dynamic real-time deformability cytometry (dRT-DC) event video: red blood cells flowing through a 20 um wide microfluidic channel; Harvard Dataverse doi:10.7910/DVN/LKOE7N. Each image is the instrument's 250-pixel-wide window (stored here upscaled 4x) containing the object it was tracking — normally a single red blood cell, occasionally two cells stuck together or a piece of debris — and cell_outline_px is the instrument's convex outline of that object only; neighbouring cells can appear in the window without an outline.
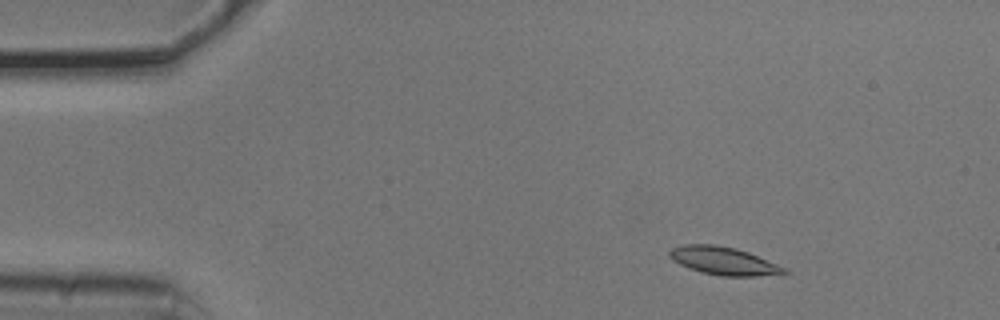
{"species": "common noctule bat (a hibernating species)", "species_latin": "Nyctalus noctula", "temperature_condition": "cold", "stored_images_in_passage": 5, "camera_frame_rate_fps": 3000, "um_per_image_px": 0.085, "animal": {"sex": "male", "body_mass_g": 20.5, "forearm_length_mm": 52.5}, "frame": {"image": 1, "passage_image": 2, "time_ms": 0.333, "image_size_px": [1000, 320], "cell_outline_px": [[792, 272], [756, 276], [720, 276], [704, 272], [680, 264], [672, 260], [668, 256], [668, 252], [672, 248], [680, 244], [712, 244], [736, 248], [748, 252], [788, 268]], "centroid_in_image_um": [61.52, 22.16], "position_along_channel_um": 23.5, "area_um2": 18.67}}
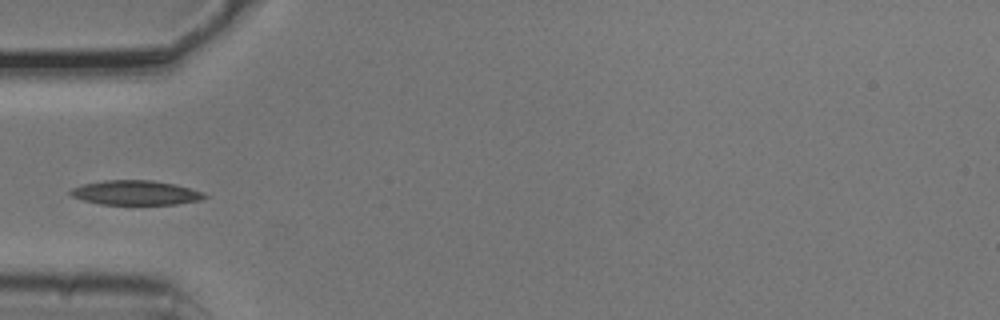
{"frame": {"image": 2, "passage_image": 5, "time_ms": 1.333, "image_size_px": [1000, 320], "cell_outline_px": [[208, 196], [200, 200], [176, 204], [100, 204], [84, 200], [72, 196], [68, 192], [72, 188], [84, 184], [104, 180], [152, 180], [176, 184], [200, 192]], "centroid_in_image_um": [11.5, 16.37], "position_along_channel_um": 73.5, "area_um2": 18.9}}